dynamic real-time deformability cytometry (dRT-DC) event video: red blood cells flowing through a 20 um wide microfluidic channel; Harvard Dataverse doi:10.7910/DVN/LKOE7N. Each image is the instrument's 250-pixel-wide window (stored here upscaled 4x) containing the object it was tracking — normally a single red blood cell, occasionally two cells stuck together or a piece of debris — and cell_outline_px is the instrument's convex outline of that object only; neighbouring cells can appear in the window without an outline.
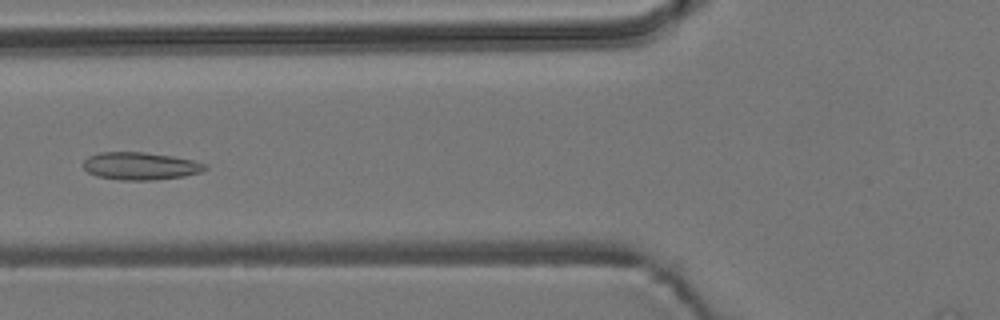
{"species": "common noctule bat (a hibernating species)", "species_latin": "Nyctalus noctula", "temperature_condition": "room temperature", "stored_images_in_passage": 7, "camera_frame_rate_fps": 3000, "um_per_image_px": 0.085, "animal": {"sex": "male", "body_mass_g": 19.2, "forearm_length_mm": 51.8}, "frame": {"image": 1, "passage_image": 7, "time_ms": 2.0, "image_size_px": [1000, 320], "cell_outline_px": [[208, 168], [200, 172], [184, 176], [152, 180], [120, 180], [96, 176], [88, 172], [84, 168], [84, 160], [88, 156], [100, 152], [144, 152], [172, 156], [192, 160], [208, 164]], "centroid_in_image_um": [11.93, 14.11], "position_along_channel_um": 113.9, "area_um2": 19.59}}